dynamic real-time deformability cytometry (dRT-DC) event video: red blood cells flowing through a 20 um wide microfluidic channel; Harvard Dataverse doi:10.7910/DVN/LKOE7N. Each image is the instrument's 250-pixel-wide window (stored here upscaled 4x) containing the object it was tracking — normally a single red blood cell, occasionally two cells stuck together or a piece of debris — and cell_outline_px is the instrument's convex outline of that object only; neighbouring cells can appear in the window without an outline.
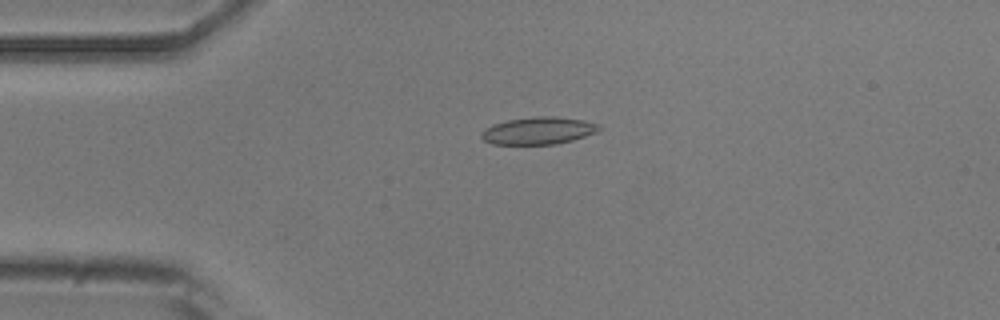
{"species": "common noctule bat (a hibernating species)", "species_latin": "Nyctalus noctula", "temperature_condition": "room temperature", "stored_images_in_passage": 5, "camera_frame_rate_fps": 3000, "um_per_image_px": 0.085, "animal": {"sex": "male", "body_mass_g": 20.5, "forearm_length_mm": 52.5}, "frame": {"image": 1, "passage_image": 4, "time_ms": 3.333, "image_size_px": [1000, 320], "cell_outline_px": [[600, 128], [596, 132], [572, 140], [556, 144], [492, 144], [484, 140], [480, 136], [480, 132], [484, 128], [492, 124], [508, 120], [536, 116], [556, 116], [584, 120], [600, 124]], "centroid_in_image_um": [45.73, 11.1], "position_along_channel_um": 39.3, "area_um2": 18.79}}